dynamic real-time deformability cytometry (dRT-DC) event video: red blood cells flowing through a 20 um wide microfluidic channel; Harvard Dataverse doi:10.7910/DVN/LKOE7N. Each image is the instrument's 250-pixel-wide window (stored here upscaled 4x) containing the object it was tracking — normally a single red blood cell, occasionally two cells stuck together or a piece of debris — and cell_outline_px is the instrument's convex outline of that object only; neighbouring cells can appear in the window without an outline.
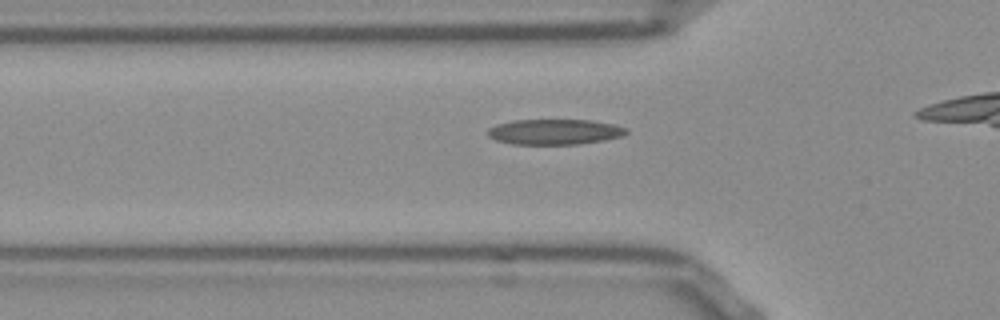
{"species": "Egyptian fruit bat (a non-hibernating species)", "species_latin": "Rousettus aegyptiacus", "temperature_condition": "room temperature", "stored_images_in_passage": 18, "camera_frame_rate_fps": 3000, "um_per_image_px": 0.085, "frame": {"image": 1, "passage_image": 6, "time_ms": 1.667, "image_size_px": [1000, 320], "cell_outline_px": [[628, 132], [624, 136], [604, 140], [580, 144], [512, 144], [496, 140], [488, 136], [488, 128], [496, 124], [512, 120], [592, 120], [612, 124], [628, 128]], "centroid_in_image_um": [47.15, 11.2], "position_along_channel_um": 78.6, "area_um2": 20.63}}
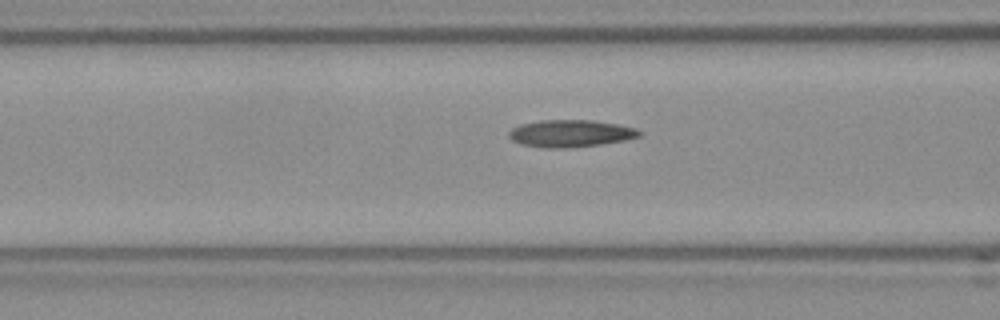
{"frame": {"image": 2, "passage_image": 9, "time_ms": 2.667, "image_size_px": [1000, 320], "cell_outline_px": [[644, 132], [640, 136], [624, 140], [600, 144], [560, 148], [548, 148], [520, 144], [512, 140], [508, 136], [508, 132], [512, 128], [520, 124], [540, 120], [592, 120], [620, 124], [636, 128]], "centroid_in_image_um": [48.5, 11.33], "position_along_channel_um": 118.1, "area_um2": 20.69}}
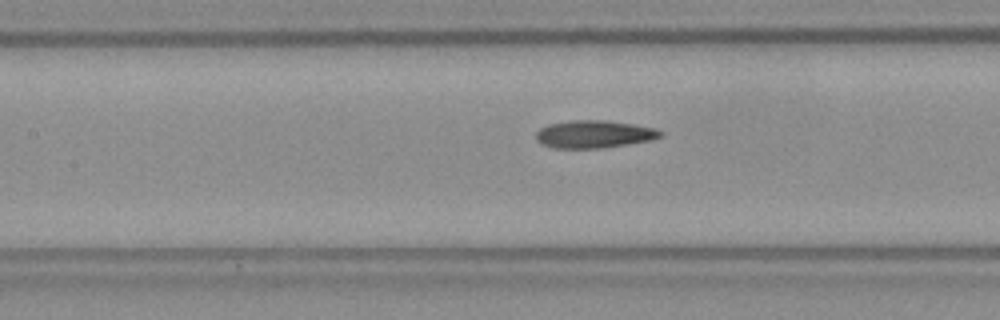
{"frame": {"image": 3, "passage_image": 12, "time_ms": 3.667, "image_size_px": [1000, 320], "cell_outline_px": [[664, 136], [652, 140], [628, 144], [600, 148], [552, 148], [540, 144], [536, 140], [536, 132], [540, 128], [548, 124], [572, 120], [604, 120], [632, 124], [656, 128], [664, 132]], "centroid_in_image_um": [50.5, 11.41], "position_along_channel_um": 156.9, "area_um2": 20.23}}